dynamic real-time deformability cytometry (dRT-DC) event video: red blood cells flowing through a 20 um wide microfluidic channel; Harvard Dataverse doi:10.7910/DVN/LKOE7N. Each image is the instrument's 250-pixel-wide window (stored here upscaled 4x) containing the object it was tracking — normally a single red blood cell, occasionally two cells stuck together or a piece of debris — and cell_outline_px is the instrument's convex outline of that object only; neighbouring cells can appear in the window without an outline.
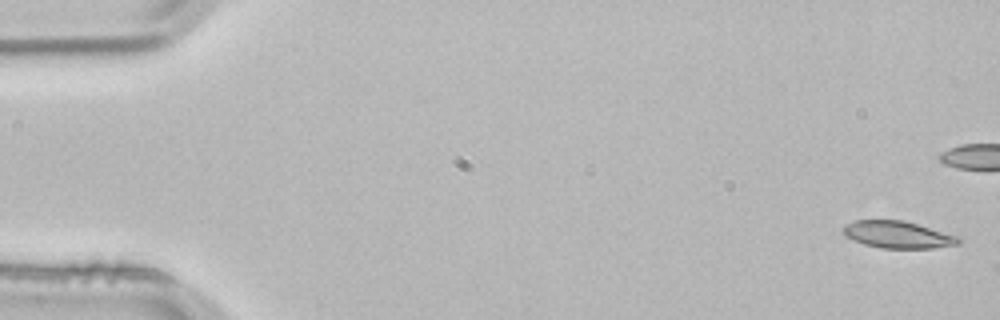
{"species": "common noctule bat (a hibernating species)", "species_latin": "Nyctalus noctula", "temperature_condition": "room temperature", "stored_images_in_passage": 3, "camera_frame_rate_fps": 3000, "um_per_image_px": 0.085, "animal": {"sex": "male", "body_mass_g": 21.5, "forearm_length_mm": 52.0}, "frame": {"image": 1, "passage_image": 1, "time_ms": 0.0, "image_size_px": [1000, 320], "cell_outline_px": [[964, 240], [960, 244], [932, 248], [880, 248], [864, 244], [848, 236], [844, 232], [844, 224], [856, 220], [904, 220], [960, 236]], "centroid_in_image_um": [76.41, 19.94], "position_along_channel_um": 8.6, "area_um2": 18.21}}